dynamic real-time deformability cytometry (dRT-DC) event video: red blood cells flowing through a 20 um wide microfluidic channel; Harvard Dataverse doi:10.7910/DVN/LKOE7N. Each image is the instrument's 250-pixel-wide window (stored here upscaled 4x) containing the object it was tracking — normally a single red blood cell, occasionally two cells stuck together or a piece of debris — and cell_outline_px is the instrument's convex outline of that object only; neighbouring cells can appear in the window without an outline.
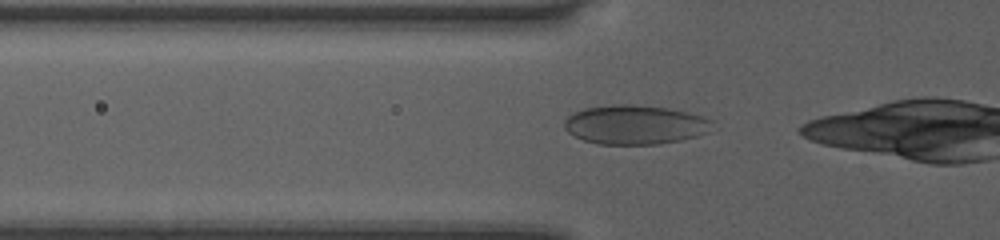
{"species": "human", "species_latin": "Homo sapiens", "temperature_condition": "room temperature", "stored_images_in_passage": 28, "camera_frame_rate_fps": 3000, "um_per_image_px": 0.085, "donor": {"sex": "female"}, "frame": {"image": 1, "passage_image": 2, "time_ms": 0.333, "image_size_px": [1000, 240], "cell_outline_px": [[720, 128], [696, 136], [680, 140], [660, 144], [596, 144], [584, 140], [568, 132], [564, 128], [564, 120], [572, 112], [584, 108], [612, 104], [632, 104], [668, 108], [704, 116], [712, 120]], "centroid_in_image_um": [54.03, 10.59], "position_along_channel_um": 71.8, "area_um2": 34.33}}
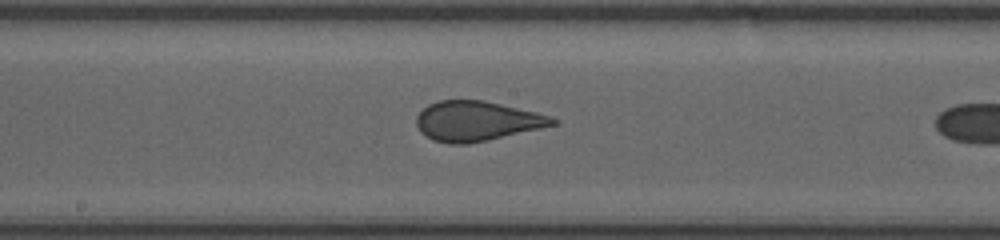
{"frame": {"image": 2, "passage_image": 12, "time_ms": 3.667, "image_size_px": [1000, 240], "cell_outline_px": [[560, 120], [556, 124], [540, 128], [488, 140], [468, 144], [448, 144], [432, 140], [420, 132], [416, 124], [416, 116], [428, 104], [440, 100], [484, 100], [536, 112], [552, 116]], "centroid_in_image_um": [40.51, 10.29], "position_along_channel_um": 207.7, "area_um2": 31.67}}
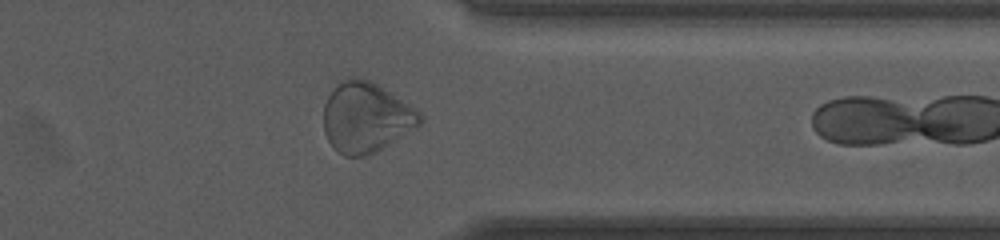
{"frame": {"image": 3, "passage_image": 25, "time_ms": 8.0, "image_size_px": [1000, 240], "cell_outline_px": [[424, 120], [416, 128], [376, 152], [368, 156], [344, 156], [336, 152], [332, 148], [324, 132], [324, 104], [328, 96], [348, 76], [364, 76], [420, 112], [424, 116]], "centroid_in_image_um": [31.11, 10.0], "position_along_channel_um": 380.3, "area_um2": 39.48}}